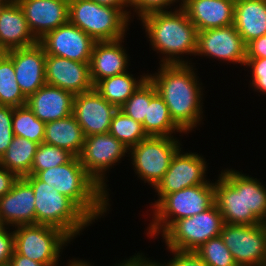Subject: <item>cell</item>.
I'll list each match as a JSON object with an SVG mask.
<instances>
[{"instance_id": "11", "label": "cell", "mask_w": 266, "mask_h": 266, "mask_svg": "<svg viewBox=\"0 0 266 266\" xmlns=\"http://www.w3.org/2000/svg\"><path fill=\"white\" fill-rule=\"evenodd\" d=\"M208 165L206 158L197 152H188L181 147L173 156L170 166L163 178L153 188L157 195L154 202H150V211L165 195L182 190L187 187L205 184L208 174Z\"/></svg>"}, {"instance_id": "13", "label": "cell", "mask_w": 266, "mask_h": 266, "mask_svg": "<svg viewBox=\"0 0 266 266\" xmlns=\"http://www.w3.org/2000/svg\"><path fill=\"white\" fill-rule=\"evenodd\" d=\"M220 236L237 266H266V230L262 223L224 224Z\"/></svg>"}, {"instance_id": "48", "label": "cell", "mask_w": 266, "mask_h": 266, "mask_svg": "<svg viewBox=\"0 0 266 266\" xmlns=\"http://www.w3.org/2000/svg\"><path fill=\"white\" fill-rule=\"evenodd\" d=\"M152 257H147L144 253V266H165L162 262L160 263L159 261L152 260L150 259Z\"/></svg>"}, {"instance_id": "26", "label": "cell", "mask_w": 266, "mask_h": 266, "mask_svg": "<svg viewBox=\"0 0 266 266\" xmlns=\"http://www.w3.org/2000/svg\"><path fill=\"white\" fill-rule=\"evenodd\" d=\"M44 143L68 150L79 157L82 153L85 135L73 114L45 123Z\"/></svg>"}, {"instance_id": "30", "label": "cell", "mask_w": 266, "mask_h": 266, "mask_svg": "<svg viewBox=\"0 0 266 266\" xmlns=\"http://www.w3.org/2000/svg\"><path fill=\"white\" fill-rule=\"evenodd\" d=\"M27 98L23 95L13 65V59L6 53H0V105L20 107L26 105Z\"/></svg>"}, {"instance_id": "18", "label": "cell", "mask_w": 266, "mask_h": 266, "mask_svg": "<svg viewBox=\"0 0 266 266\" xmlns=\"http://www.w3.org/2000/svg\"><path fill=\"white\" fill-rule=\"evenodd\" d=\"M46 84L56 86L78 95L94 88L91 78L89 63L46 55L45 60Z\"/></svg>"}, {"instance_id": "50", "label": "cell", "mask_w": 266, "mask_h": 266, "mask_svg": "<svg viewBox=\"0 0 266 266\" xmlns=\"http://www.w3.org/2000/svg\"><path fill=\"white\" fill-rule=\"evenodd\" d=\"M68 260H69V261H68ZM68 260H67V263H66V265H64V266H67V264H68V263L71 261L70 259H68Z\"/></svg>"}, {"instance_id": "22", "label": "cell", "mask_w": 266, "mask_h": 266, "mask_svg": "<svg viewBox=\"0 0 266 266\" xmlns=\"http://www.w3.org/2000/svg\"><path fill=\"white\" fill-rule=\"evenodd\" d=\"M37 42L17 1L0 2V52L28 47Z\"/></svg>"}, {"instance_id": "9", "label": "cell", "mask_w": 266, "mask_h": 266, "mask_svg": "<svg viewBox=\"0 0 266 266\" xmlns=\"http://www.w3.org/2000/svg\"><path fill=\"white\" fill-rule=\"evenodd\" d=\"M180 137L148 136L137 145L129 148L135 176L152 189L163 178L176 152L183 146Z\"/></svg>"}, {"instance_id": "2", "label": "cell", "mask_w": 266, "mask_h": 266, "mask_svg": "<svg viewBox=\"0 0 266 266\" xmlns=\"http://www.w3.org/2000/svg\"><path fill=\"white\" fill-rule=\"evenodd\" d=\"M140 22L149 46L159 54V65L192 64L193 58L189 59V55L195 57L198 30L182 7L150 13Z\"/></svg>"}, {"instance_id": "17", "label": "cell", "mask_w": 266, "mask_h": 266, "mask_svg": "<svg viewBox=\"0 0 266 266\" xmlns=\"http://www.w3.org/2000/svg\"><path fill=\"white\" fill-rule=\"evenodd\" d=\"M6 53L13 59L16 82L26 98L46 84V54L39 42Z\"/></svg>"}, {"instance_id": "1", "label": "cell", "mask_w": 266, "mask_h": 266, "mask_svg": "<svg viewBox=\"0 0 266 266\" xmlns=\"http://www.w3.org/2000/svg\"><path fill=\"white\" fill-rule=\"evenodd\" d=\"M192 64H160L148 79L167 105L172 120L188 135L203 125L204 86ZM204 90V91H203ZM198 126V127H197ZM195 129V130H194Z\"/></svg>"}, {"instance_id": "39", "label": "cell", "mask_w": 266, "mask_h": 266, "mask_svg": "<svg viewBox=\"0 0 266 266\" xmlns=\"http://www.w3.org/2000/svg\"><path fill=\"white\" fill-rule=\"evenodd\" d=\"M12 115L13 107L0 105V157L7 151L14 137Z\"/></svg>"}, {"instance_id": "37", "label": "cell", "mask_w": 266, "mask_h": 266, "mask_svg": "<svg viewBox=\"0 0 266 266\" xmlns=\"http://www.w3.org/2000/svg\"><path fill=\"white\" fill-rule=\"evenodd\" d=\"M181 6V0H129L130 21H134V16L137 17V20H140L143 16L150 13L171 11Z\"/></svg>"}, {"instance_id": "31", "label": "cell", "mask_w": 266, "mask_h": 266, "mask_svg": "<svg viewBox=\"0 0 266 266\" xmlns=\"http://www.w3.org/2000/svg\"><path fill=\"white\" fill-rule=\"evenodd\" d=\"M12 129L14 136L27 138L38 144L44 141L45 122L40 121L27 105L13 107Z\"/></svg>"}, {"instance_id": "47", "label": "cell", "mask_w": 266, "mask_h": 266, "mask_svg": "<svg viewBox=\"0 0 266 266\" xmlns=\"http://www.w3.org/2000/svg\"><path fill=\"white\" fill-rule=\"evenodd\" d=\"M67 266H94L90 263V261H86L80 258H72L71 261L67 264Z\"/></svg>"}, {"instance_id": "46", "label": "cell", "mask_w": 266, "mask_h": 266, "mask_svg": "<svg viewBox=\"0 0 266 266\" xmlns=\"http://www.w3.org/2000/svg\"><path fill=\"white\" fill-rule=\"evenodd\" d=\"M129 257L121 261L118 260L119 263H116V264L114 263L113 265L114 266H144V252L140 251Z\"/></svg>"}, {"instance_id": "8", "label": "cell", "mask_w": 266, "mask_h": 266, "mask_svg": "<svg viewBox=\"0 0 266 266\" xmlns=\"http://www.w3.org/2000/svg\"><path fill=\"white\" fill-rule=\"evenodd\" d=\"M223 216L214 204L205 212L173 222L160 236L166 249L196 251L224 226Z\"/></svg>"}, {"instance_id": "23", "label": "cell", "mask_w": 266, "mask_h": 266, "mask_svg": "<svg viewBox=\"0 0 266 266\" xmlns=\"http://www.w3.org/2000/svg\"><path fill=\"white\" fill-rule=\"evenodd\" d=\"M181 7L198 32L234 23L235 0H185Z\"/></svg>"}, {"instance_id": "27", "label": "cell", "mask_w": 266, "mask_h": 266, "mask_svg": "<svg viewBox=\"0 0 266 266\" xmlns=\"http://www.w3.org/2000/svg\"><path fill=\"white\" fill-rule=\"evenodd\" d=\"M147 78L148 74L145 72L136 78L135 74L128 71L102 79L94 88L106 101L119 109Z\"/></svg>"}, {"instance_id": "35", "label": "cell", "mask_w": 266, "mask_h": 266, "mask_svg": "<svg viewBox=\"0 0 266 266\" xmlns=\"http://www.w3.org/2000/svg\"><path fill=\"white\" fill-rule=\"evenodd\" d=\"M195 252L207 266H237L220 235L205 242Z\"/></svg>"}, {"instance_id": "36", "label": "cell", "mask_w": 266, "mask_h": 266, "mask_svg": "<svg viewBox=\"0 0 266 266\" xmlns=\"http://www.w3.org/2000/svg\"><path fill=\"white\" fill-rule=\"evenodd\" d=\"M74 157L68 150L42 142L38 145L31 171H44L68 163Z\"/></svg>"}, {"instance_id": "10", "label": "cell", "mask_w": 266, "mask_h": 266, "mask_svg": "<svg viewBox=\"0 0 266 266\" xmlns=\"http://www.w3.org/2000/svg\"><path fill=\"white\" fill-rule=\"evenodd\" d=\"M127 154V155H126ZM129 148L110 133L93 134L85 137L84 147L79 158L86 172L107 193L110 207V188L107 184L109 171L128 157Z\"/></svg>"}, {"instance_id": "41", "label": "cell", "mask_w": 266, "mask_h": 266, "mask_svg": "<svg viewBox=\"0 0 266 266\" xmlns=\"http://www.w3.org/2000/svg\"><path fill=\"white\" fill-rule=\"evenodd\" d=\"M12 230L11 227L0 225V266L8 265L14 252V231Z\"/></svg>"}, {"instance_id": "21", "label": "cell", "mask_w": 266, "mask_h": 266, "mask_svg": "<svg viewBox=\"0 0 266 266\" xmlns=\"http://www.w3.org/2000/svg\"><path fill=\"white\" fill-rule=\"evenodd\" d=\"M121 38L114 41H96L89 63L90 78L93 86L100 80L119 75L130 70V55Z\"/></svg>"}, {"instance_id": "5", "label": "cell", "mask_w": 266, "mask_h": 266, "mask_svg": "<svg viewBox=\"0 0 266 266\" xmlns=\"http://www.w3.org/2000/svg\"><path fill=\"white\" fill-rule=\"evenodd\" d=\"M213 181V182H212ZM165 195L147 213L151 218L145 230L147 237L157 239L173 222L205 212L215 204L214 180ZM152 216V217H151ZM157 236V237H156Z\"/></svg>"}, {"instance_id": "20", "label": "cell", "mask_w": 266, "mask_h": 266, "mask_svg": "<svg viewBox=\"0 0 266 266\" xmlns=\"http://www.w3.org/2000/svg\"><path fill=\"white\" fill-rule=\"evenodd\" d=\"M29 224H36L34 189L21 177L0 197V225L14 228Z\"/></svg>"}, {"instance_id": "40", "label": "cell", "mask_w": 266, "mask_h": 266, "mask_svg": "<svg viewBox=\"0 0 266 266\" xmlns=\"http://www.w3.org/2000/svg\"><path fill=\"white\" fill-rule=\"evenodd\" d=\"M172 258L163 262L165 266H207L195 251L165 249Z\"/></svg>"}, {"instance_id": "24", "label": "cell", "mask_w": 266, "mask_h": 266, "mask_svg": "<svg viewBox=\"0 0 266 266\" xmlns=\"http://www.w3.org/2000/svg\"><path fill=\"white\" fill-rule=\"evenodd\" d=\"M74 95L64 89L45 84L27 98L26 105L45 123L73 114Z\"/></svg>"}, {"instance_id": "29", "label": "cell", "mask_w": 266, "mask_h": 266, "mask_svg": "<svg viewBox=\"0 0 266 266\" xmlns=\"http://www.w3.org/2000/svg\"><path fill=\"white\" fill-rule=\"evenodd\" d=\"M38 143L14 136L7 151L0 157V166L14 172L19 178L31 175V167Z\"/></svg>"}, {"instance_id": "15", "label": "cell", "mask_w": 266, "mask_h": 266, "mask_svg": "<svg viewBox=\"0 0 266 266\" xmlns=\"http://www.w3.org/2000/svg\"><path fill=\"white\" fill-rule=\"evenodd\" d=\"M46 55L90 63L95 40L69 21L38 41Z\"/></svg>"}, {"instance_id": "16", "label": "cell", "mask_w": 266, "mask_h": 266, "mask_svg": "<svg viewBox=\"0 0 266 266\" xmlns=\"http://www.w3.org/2000/svg\"><path fill=\"white\" fill-rule=\"evenodd\" d=\"M117 110L118 108L106 101L95 88L74 95L73 115L85 137L109 133L111 120Z\"/></svg>"}, {"instance_id": "45", "label": "cell", "mask_w": 266, "mask_h": 266, "mask_svg": "<svg viewBox=\"0 0 266 266\" xmlns=\"http://www.w3.org/2000/svg\"><path fill=\"white\" fill-rule=\"evenodd\" d=\"M10 266H47L46 264L30 260L26 256H22L13 252V255L10 259Z\"/></svg>"}, {"instance_id": "4", "label": "cell", "mask_w": 266, "mask_h": 266, "mask_svg": "<svg viewBox=\"0 0 266 266\" xmlns=\"http://www.w3.org/2000/svg\"><path fill=\"white\" fill-rule=\"evenodd\" d=\"M34 189L36 224L61 229L73 241L94 222L68 197L36 175L23 177Z\"/></svg>"}, {"instance_id": "14", "label": "cell", "mask_w": 266, "mask_h": 266, "mask_svg": "<svg viewBox=\"0 0 266 266\" xmlns=\"http://www.w3.org/2000/svg\"><path fill=\"white\" fill-rule=\"evenodd\" d=\"M196 56L244 67L246 45L234 25L208 29L198 32Z\"/></svg>"}, {"instance_id": "49", "label": "cell", "mask_w": 266, "mask_h": 266, "mask_svg": "<svg viewBox=\"0 0 266 266\" xmlns=\"http://www.w3.org/2000/svg\"><path fill=\"white\" fill-rule=\"evenodd\" d=\"M264 229L266 230V219L262 222Z\"/></svg>"}, {"instance_id": "19", "label": "cell", "mask_w": 266, "mask_h": 266, "mask_svg": "<svg viewBox=\"0 0 266 266\" xmlns=\"http://www.w3.org/2000/svg\"><path fill=\"white\" fill-rule=\"evenodd\" d=\"M27 25L39 41L51 30L68 22L69 0H16Z\"/></svg>"}, {"instance_id": "7", "label": "cell", "mask_w": 266, "mask_h": 266, "mask_svg": "<svg viewBox=\"0 0 266 266\" xmlns=\"http://www.w3.org/2000/svg\"><path fill=\"white\" fill-rule=\"evenodd\" d=\"M13 231L14 252L47 266H60L63 250L73 243L61 229L50 225H19Z\"/></svg>"}, {"instance_id": "44", "label": "cell", "mask_w": 266, "mask_h": 266, "mask_svg": "<svg viewBox=\"0 0 266 266\" xmlns=\"http://www.w3.org/2000/svg\"><path fill=\"white\" fill-rule=\"evenodd\" d=\"M99 5L119 9L130 20L129 0H92Z\"/></svg>"}, {"instance_id": "38", "label": "cell", "mask_w": 266, "mask_h": 266, "mask_svg": "<svg viewBox=\"0 0 266 266\" xmlns=\"http://www.w3.org/2000/svg\"><path fill=\"white\" fill-rule=\"evenodd\" d=\"M244 68H250L249 86L254 92L266 95V58H246Z\"/></svg>"}, {"instance_id": "34", "label": "cell", "mask_w": 266, "mask_h": 266, "mask_svg": "<svg viewBox=\"0 0 266 266\" xmlns=\"http://www.w3.org/2000/svg\"><path fill=\"white\" fill-rule=\"evenodd\" d=\"M156 94L155 86L147 78L119 109L130 118L143 124L150 100Z\"/></svg>"}, {"instance_id": "28", "label": "cell", "mask_w": 266, "mask_h": 266, "mask_svg": "<svg viewBox=\"0 0 266 266\" xmlns=\"http://www.w3.org/2000/svg\"><path fill=\"white\" fill-rule=\"evenodd\" d=\"M142 126L147 136L176 137L179 134L182 137L183 134L186 135L172 120L167 105L158 93L150 100Z\"/></svg>"}, {"instance_id": "32", "label": "cell", "mask_w": 266, "mask_h": 266, "mask_svg": "<svg viewBox=\"0 0 266 266\" xmlns=\"http://www.w3.org/2000/svg\"><path fill=\"white\" fill-rule=\"evenodd\" d=\"M109 133L128 148L148 137L142 124L130 118L120 109L116 111L111 120Z\"/></svg>"}, {"instance_id": "43", "label": "cell", "mask_w": 266, "mask_h": 266, "mask_svg": "<svg viewBox=\"0 0 266 266\" xmlns=\"http://www.w3.org/2000/svg\"><path fill=\"white\" fill-rule=\"evenodd\" d=\"M18 178L19 177L14 172L0 166V197L4 196L12 189L13 184Z\"/></svg>"}, {"instance_id": "3", "label": "cell", "mask_w": 266, "mask_h": 266, "mask_svg": "<svg viewBox=\"0 0 266 266\" xmlns=\"http://www.w3.org/2000/svg\"><path fill=\"white\" fill-rule=\"evenodd\" d=\"M31 175L70 198L94 223L111 209L107 193L86 172L79 157L44 171H31Z\"/></svg>"}, {"instance_id": "12", "label": "cell", "mask_w": 266, "mask_h": 266, "mask_svg": "<svg viewBox=\"0 0 266 266\" xmlns=\"http://www.w3.org/2000/svg\"><path fill=\"white\" fill-rule=\"evenodd\" d=\"M214 179L215 204L225 224L254 225L262 223L254 214H245L244 173L234 168L222 169Z\"/></svg>"}, {"instance_id": "6", "label": "cell", "mask_w": 266, "mask_h": 266, "mask_svg": "<svg viewBox=\"0 0 266 266\" xmlns=\"http://www.w3.org/2000/svg\"><path fill=\"white\" fill-rule=\"evenodd\" d=\"M68 21L95 41H114L126 37L131 21L117 8L92 0H69Z\"/></svg>"}, {"instance_id": "33", "label": "cell", "mask_w": 266, "mask_h": 266, "mask_svg": "<svg viewBox=\"0 0 266 266\" xmlns=\"http://www.w3.org/2000/svg\"><path fill=\"white\" fill-rule=\"evenodd\" d=\"M259 178L244 174L245 214H254L261 222L266 219V184Z\"/></svg>"}, {"instance_id": "25", "label": "cell", "mask_w": 266, "mask_h": 266, "mask_svg": "<svg viewBox=\"0 0 266 266\" xmlns=\"http://www.w3.org/2000/svg\"><path fill=\"white\" fill-rule=\"evenodd\" d=\"M233 25L245 45L266 35V0H235Z\"/></svg>"}, {"instance_id": "42", "label": "cell", "mask_w": 266, "mask_h": 266, "mask_svg": "<svg viewBox=\"0 0 266 266\" xmlns=\"http://www.w3.org/2000/svg\"><path fill=\"white\" fill-rule=\"evenodd\" d=\"M246 58H266V35L254 39L246 45Z\"/></svg>"}]
</instances>
